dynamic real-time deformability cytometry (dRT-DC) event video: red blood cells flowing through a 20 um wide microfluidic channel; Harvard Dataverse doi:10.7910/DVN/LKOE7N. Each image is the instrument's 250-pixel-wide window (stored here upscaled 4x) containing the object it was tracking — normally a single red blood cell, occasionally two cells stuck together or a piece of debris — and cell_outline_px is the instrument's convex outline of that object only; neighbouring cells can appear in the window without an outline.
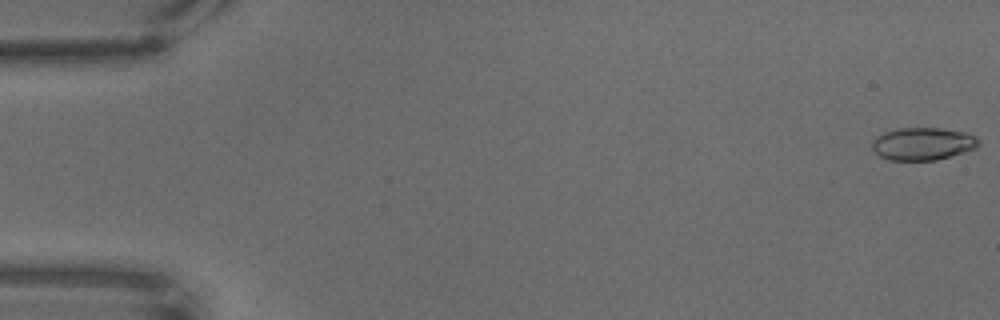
{"species": "common noctule bat (a hibernating species)", "species_latin": "Nyctalus noctula", "temperature_condition": "warm", "stored_images_in_passage": 68, "camera_frame_rate_fps": 3000, "um_per_image_px": 0.085, "animal": {"sex": "male", "body_mass_g": 18.8}, "frame": {"image": 1, "passage_image": 1, "time_ms": 0.0, "image_size_px": [1000, 320], "cell_outline_px": [[980, 144], [976, 148], [936, 160], [888, 160], [880, 156], [872, 148], [872, 140], [876, 136], [884, 132], [896, 128], [940, 128], [968, 132], [976, 136], [980, 140]], "centroid_in_image_um": [78.45, 12.21], "position_along_channel_um": 6.6, "area_um2": 20.4}}
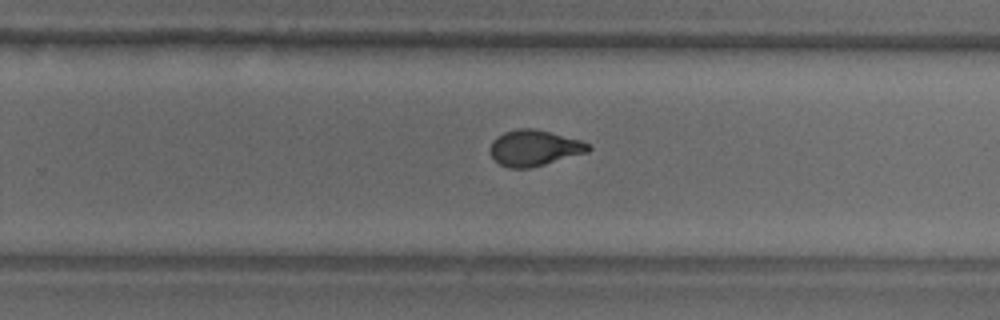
{"frame": {"image": 2, "passage_image": 44, "time_ms": 14.333, "image_size_px": [1000, 320], "cell_outline_px": [[592, 148], [588, 152], [544, 164], [528, 168], [508, 168], [500, 164], [488, 152], [488, 148], [492, 140], [496, 136], [504, 132], [520, 128], [532, 128], [580, 140], [588, 144]], "centroid_in_image_um": [45.35, 12.58], "position_along_channel_um": 284.4, "area_um2": 20.4}}
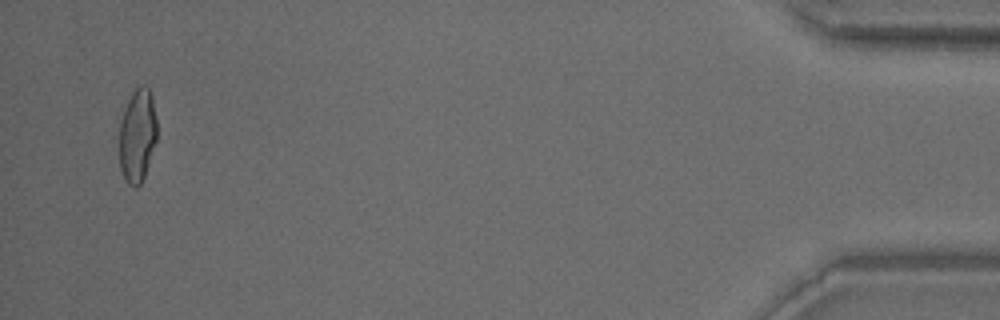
{"frame": {"image": 3, "passage_image": 66, "time_ms": 21.667, "image_size_px": [1000, 320], "cell_outline_px": [[156, 140], [144, 176], [140, 184], [136, 188], [128, 184], [124, 180], [120, 168], [120, 120], [124, 108], [132, 92], [140, 84], [144, 84], [148, 88], [152, 96], [156, 116]], "centroid_in_image_um": [11.67, 11.5], "position_along_channel_um": 423.5, "area_um2": 20.52}}